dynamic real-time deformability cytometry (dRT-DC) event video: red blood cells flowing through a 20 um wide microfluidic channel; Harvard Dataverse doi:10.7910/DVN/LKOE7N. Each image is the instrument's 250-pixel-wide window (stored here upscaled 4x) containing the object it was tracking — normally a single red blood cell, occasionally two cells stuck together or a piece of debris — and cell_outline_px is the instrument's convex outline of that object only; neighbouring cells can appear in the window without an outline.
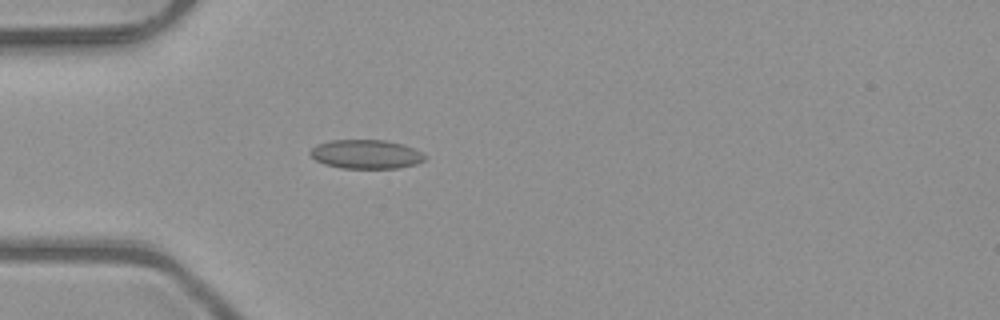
{"species": "common noctule bat (a hibernating species)", "species_latin": "Nyctalus noctula", "temperature_condition": "room temperature", "stored_images_in_passage": 4, "camera_frame_rate_fps": 3000, "um_per_image_px": 0.085, "animal": {"sex": "male", "body_mass_g": 23.1, "forearm_length_mm": 52.7}, "frame": {"image": 1, "passage_image": 4, "time_ms": 1.0, "image_size_px": [1000, 320], "cell_outline_px": [[424, 160], [416, 164], [400, 168], [340, 168], [324, 164], [316, 160], [308, 152], [316, 144], [332, 140], [384, 140], [404, 144], [424, 152]], "centroid_in_image_um": [31.12, 13.1], "position_along_channel_um": 53.9, "area_um2": 19.48}}